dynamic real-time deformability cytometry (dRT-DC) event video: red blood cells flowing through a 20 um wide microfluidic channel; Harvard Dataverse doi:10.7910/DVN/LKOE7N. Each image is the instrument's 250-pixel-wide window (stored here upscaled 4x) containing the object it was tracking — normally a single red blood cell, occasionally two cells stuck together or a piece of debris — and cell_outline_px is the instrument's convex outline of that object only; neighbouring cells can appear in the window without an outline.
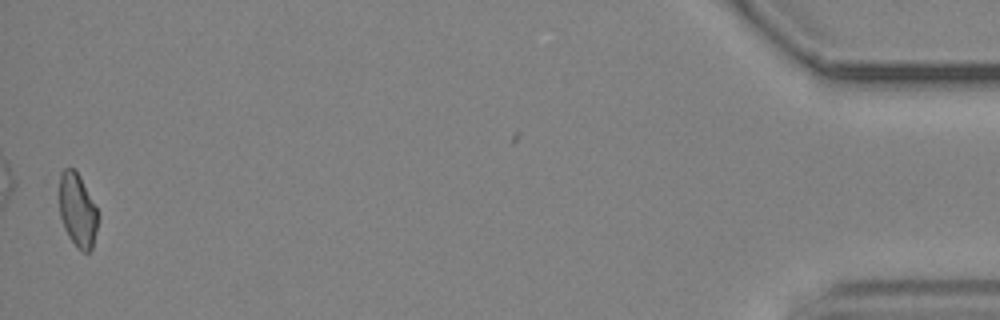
{"species": "common noctule bat (a hibernating species)", "species_latin": "Nyctalus noctula", "temperature_condition": "cold", "stored_images_in_passage": 55, "camera_frame_rate_fps": 3000, "um_per_image_px": 0.085, "animal": {"sex": "male", "body_mass_g": 19.2, "forearm_length_mm": 51.8}, "frame": {"image": 1, "passage_image": 54, "time_ms": 17.667, "image_size_px": [1000, 320], "cell_outline_px": [[100, 216], [92, 248], [88, 252], [84, 252], [76, 248], [68, 236], [64, 228], [60, 216], [60, 172], [64, 168], [72, 168], [80, 176]], "centroid_in_image_um": [6.6, 17.91], "position_along_channel_um": 428.6, "area_um2": 16.59}}